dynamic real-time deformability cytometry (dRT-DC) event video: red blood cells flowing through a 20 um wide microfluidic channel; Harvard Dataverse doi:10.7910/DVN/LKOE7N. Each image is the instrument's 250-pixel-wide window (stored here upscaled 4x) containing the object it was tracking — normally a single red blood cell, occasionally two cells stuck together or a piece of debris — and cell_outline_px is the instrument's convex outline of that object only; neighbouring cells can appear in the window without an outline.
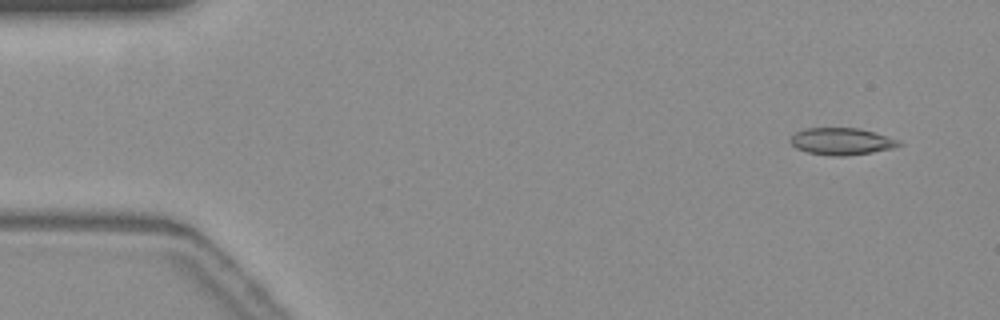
{"species": "common noctule bat (a hibernating species)", "species_latin": "Nyctalus noctula", "temperature_condition": "warm", "stored_images_in_passage": 54, "camera_frame_rate_fps": 3000, "um_per_image_px": 0.085, "animal": {"sex": "female", "body_mass_g": 19.3, "forearm_length_mm": 54.1}, "frame": {"image": 1, "passage_image": 3, "time_ms": 0.667, "image_size_px": [1000, 320], "cell_outline_px": [[904, 144], [892, 148], [872, 152], [844, 156], [832, 156], [808, 152], [796, 148], [788, 140], [796, 132], [804, 128], [856, 128], [872, 132], [900, 140]], "centroid_in_image_um": [71.52, 12.02], "position_along_channel_um": 13.5, "area_um2": 16.94}}
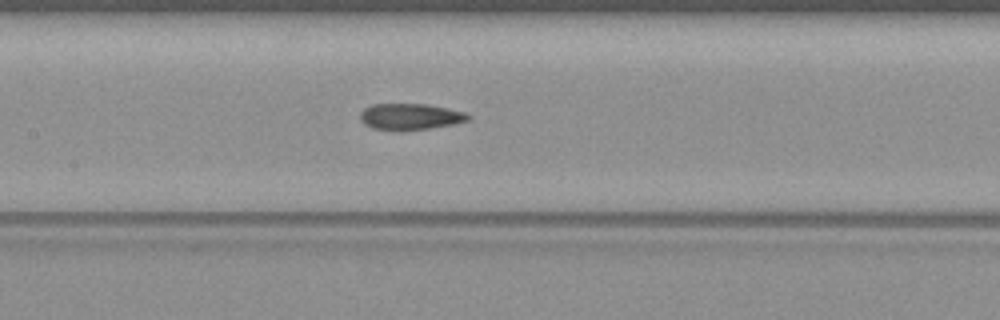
{"frame": {"image": 2, "passage_image": 25, "time_ms": 8.0, "image_size_px": [1000, 320], "cell_outline_px": [[472, 120], [432, 128], [400, 132], [392, 132], [372, 128], [364, 124], [360, 120], [360, 112], [364, 108], [372, 104], [428, 104], [448, 108], [464, 112], [472, 116]], "centroid_in_image_um": [34.86, 9.94], "position_along_channel_um": 172.5, "area_um2": 17.11}}
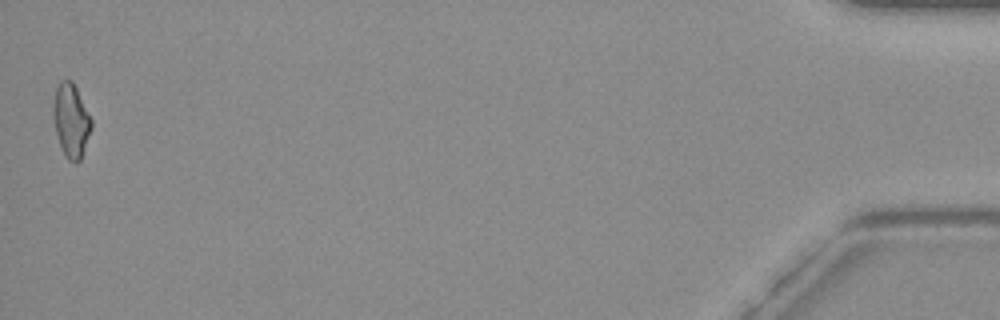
{"frame": {"image": 3, "passage_image": 54, "time_ms": 17.667, "image_size_px": [1000, 320], "cell_outline_px": [[92, 128], [80, 160], [76, 164], [68, 160], [64, 156], [56, 132], [52, 116], [52, 104], [56, 88], [60, 80], [72, 80], [92, 120]], "centroid_in_image_um": [6.02, 10.25], "position_along_channel_um": 429.2, "area_um2": 16.42}, "authors_computed_cell_mechanics": {"area_um2": 16.5597, "velocity_mm_per_s": 3.7242, "shape_relaxation_time_tau1_ms": null, "shape_relaxation_time_tau2_ms": 4.4446, "deformation_change_tau1": null, "deformation_change_tau2": 0.1268}}